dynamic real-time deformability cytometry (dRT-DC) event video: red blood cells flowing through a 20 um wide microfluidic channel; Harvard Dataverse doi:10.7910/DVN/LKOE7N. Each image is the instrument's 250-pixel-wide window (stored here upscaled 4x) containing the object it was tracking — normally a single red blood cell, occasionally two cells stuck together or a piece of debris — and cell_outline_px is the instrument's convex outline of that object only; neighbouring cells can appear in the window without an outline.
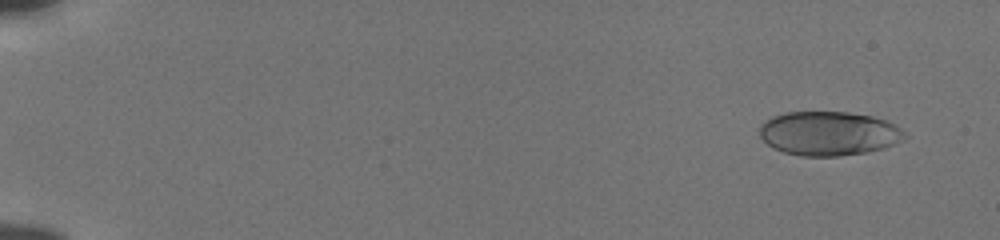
{"species": "human", "species_latin": "Homo sapiens", "temperature_condition": "cold", "stored_images_in_passage": 55, "camera_frame_rate_fps": 3000, "um_per_image_px": 0.085, "donor": {"sex": "male"}, "frame": {"image": 1, "passage_image": 4, "time_ms": 1.0, "image_size_px": [1000, 240], "cell_outline_px": [[908, 136], [904, 140], [884, 148], [868, 152], [840, 156], [800, 156], [784, 152], [768, 144], [760, 136], [760, 124], [772, 116], [784, 112], [848, 112], [872, 116], [896, 124], [908, 132]], "centroid_in_image_um": [70.5, 11.34], "position_along_channel_um": 14.5, "area_um2": 37.63}}
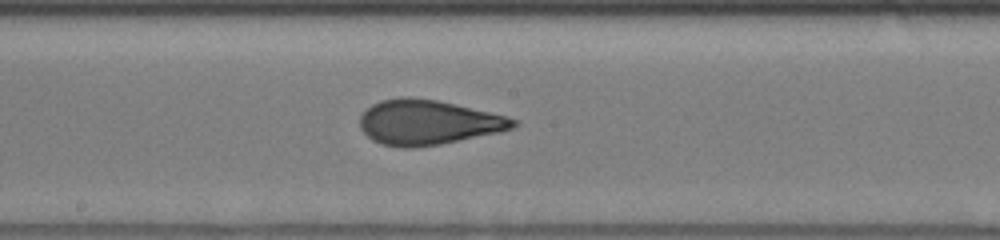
{"frame": {"image": 2, "passage_image": 32, "time_ms": 10.333, "image_size_px": [1000, 240], "cell_outline_px": [[520, 124], [512, 128], [500, 132], [440, 144], [412, 148], [400, 148], [380, 144], [372, 140], [360, 128], [360, 116], [372, 104], [380, 100], [400, 96], [408, 96], [436, 100], [456, 104], [504, 116], [516, 120]], "centroid_in_image_um": [36.34, 10.4], "position_along_channel_um": 211.9, "area_um2": 40.06}}
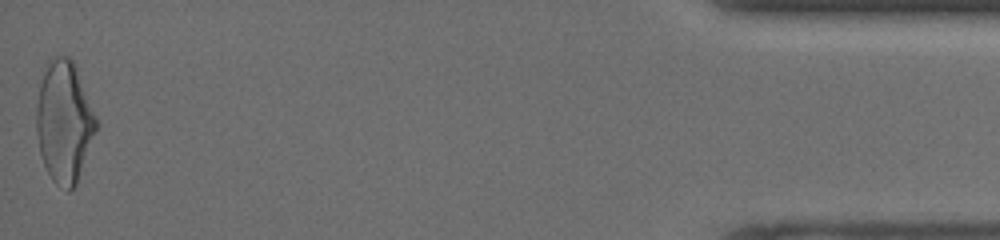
{"frame": {"image": 3, "passage_image": 55, "time_ms": 18.0, "image_size_px": [1000, 240], "cell_outline_px": [[100, 124], [76, 184], [68, 192], [56, 184], [52, 180], [44, 164], [40, 152], [36, 132], [36, 108], [40, 84], [44, 72], [52, 60], [56, 56], [68, 56], [72, 60], [76, 68]], "centroid_in_image_um": [5.48, 10.4], "position_along_channel_um": 429.7, "area_um2": 42.19}, "authors_computed_cell_mechanics": {"area_um2": 38.8416, "velocity_mm_per_s": 3.8552, "shape_relaxation_time_tau1_ms": 3.5906, "shape_relaxation_time_tau2_ms": 1.039, "deformation_change_tau1": 0.169, "deformation_change_tau2": 0.0883}}